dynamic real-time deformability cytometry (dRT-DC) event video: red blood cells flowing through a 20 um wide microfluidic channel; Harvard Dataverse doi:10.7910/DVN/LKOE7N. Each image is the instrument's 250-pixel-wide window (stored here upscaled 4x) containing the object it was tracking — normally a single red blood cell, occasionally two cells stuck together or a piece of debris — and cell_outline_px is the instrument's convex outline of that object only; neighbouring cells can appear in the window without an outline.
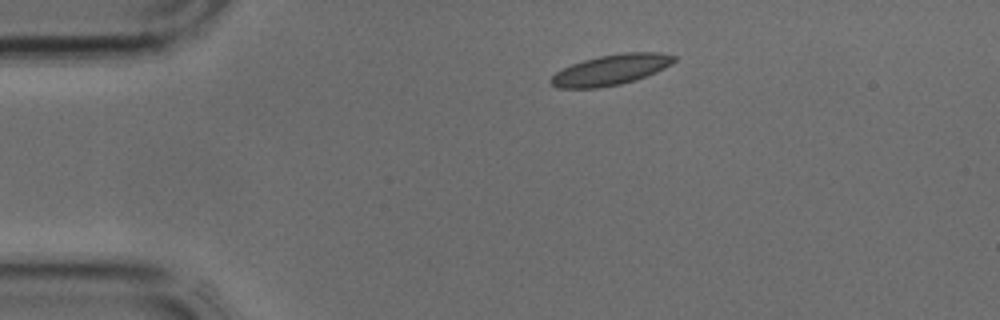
{"species": "common noctule bat (a hibernating species)", "species_latin": "Nyctalus noctula", "temperature_condition": "cold", "stored_images_in_passage": 2, "camera_frame_rate_fps": 3000, "um_per_image_px": 0.085, "animal": {"sex": "male", "body_mass_g": 17.9, "forearm_length_mm": 54.2}, "frame": {"image": 1, "passage_image": 2, "time_ms": 0.333, "image_size_px": [1000, 320], "cell_outline_px": [[676, 60], [672, 64], [656, 72], [636, 80], [620, 84], [600, 88], [556, 88], [548, 80], [556, 72], [572, 64], [584, 60], [600, 56], [624, 52], [660, 52], [676, 56]], "centroid_in_image_um": [51.94, 5.94], "position_along_channel_um": 33.1, "area_um2": 21.91}}